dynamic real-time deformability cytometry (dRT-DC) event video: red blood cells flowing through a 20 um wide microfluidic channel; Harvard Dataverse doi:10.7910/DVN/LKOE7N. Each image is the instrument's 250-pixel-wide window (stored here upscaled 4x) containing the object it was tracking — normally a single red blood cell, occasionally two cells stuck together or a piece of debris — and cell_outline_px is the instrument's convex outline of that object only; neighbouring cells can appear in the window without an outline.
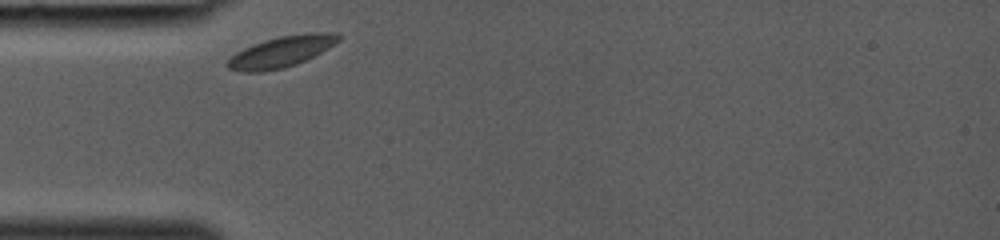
{"species": "common noctule bat (a hibernating species)", "species_latin": "Nyctalus noctula", "temperature_condition": "room temperature", "stored_images_in_passage": 7, "camera_frame_rate_fps": 3000, "um_per_image_px": 0.085, "animal": {"sex": "female", "body_mass_g": 19.0, "forearm_length_mm": 53.3}, "frame": {"image": 1, "passage_image": 1, "time_ms": 0.0, "image_size_px": [1000, 240], "cell_outline_px": [[340, 40], [328, 48], [296, 64], [284, 68], [264, 72], [240, 72], [228, 68], [224, 64], [236, 52], [252, 44], [264, 40], [280, 36], [308, 32], [332, 32], [340, 36]], "centroid_in_image_um": [23.87, 4.4], "position_along_channel_um": 61.1, "area_um2": 20.06}}
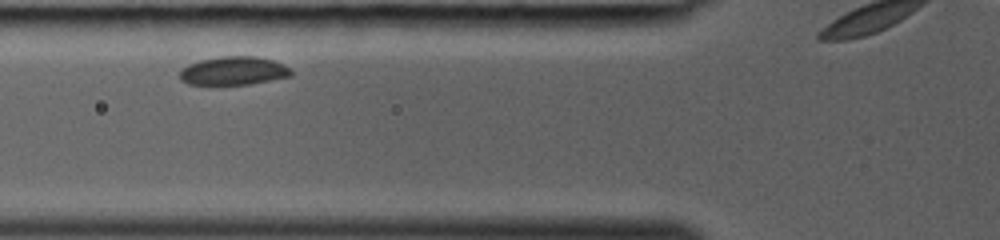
{"frame": {"image": 2, "passage_image": 4, "time_ms": 1.0, "image_size_px": [1000, 240], "cell_outline_px": [[292, 76], [248, 84], [188, 84], [180, 80], [180, 72], [188, 64], [200, 60], [220, 56], [256, 56], [272, 60], [284, 64], [292, 72]], "centroid_in_image_um": [19.85, 6.01], "position_along_channel_um": 105.9, "area_um2": 18.32}}
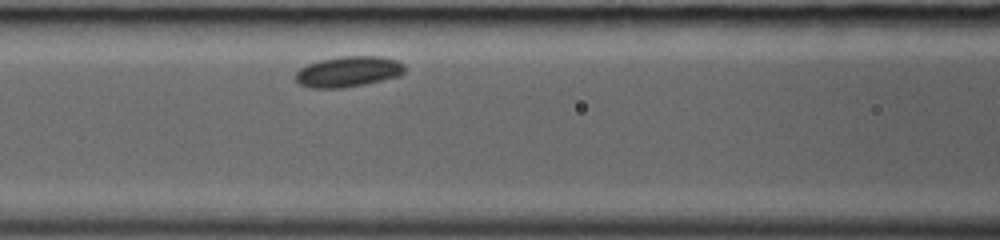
{"frame": {"image": 3, "passage_image": 6, "time_ms": 1.667, "image_size_px": [1000, 240], "cell_outline_px": [[404, 72], [400, 76], [364, 84], [344, 88], [312, 88], [300, 84], [296, 80], [296, 72], [300, 68], [308, 64], [320, 60], [344, 56], [380, 56], [396, 60], [404, 64]], "centroid_in_image_um": [29.61, 6.09], "position_along_channel_um": 137.0, "area_um2": 19.42}}